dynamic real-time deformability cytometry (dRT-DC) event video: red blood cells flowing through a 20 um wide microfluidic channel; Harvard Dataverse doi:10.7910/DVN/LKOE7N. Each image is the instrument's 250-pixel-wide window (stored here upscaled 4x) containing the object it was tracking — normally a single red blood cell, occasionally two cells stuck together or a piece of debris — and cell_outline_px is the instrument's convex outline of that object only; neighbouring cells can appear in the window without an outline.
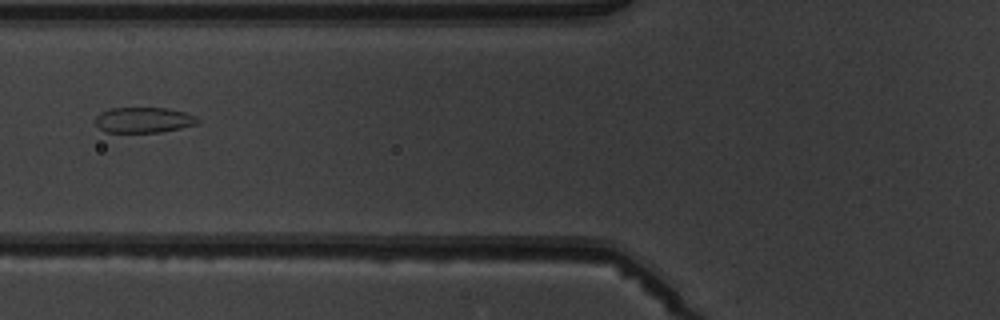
{"species": "common noctule bat (a hibernating species)", "species_latin": "Nyctalus noctula", "temperature_condition": "warm", "stored_images_in_passage": 3, "camera_frame_rate_fps": 3000, "um_per_image_px": 0.085, "animal": {"sex": "male", "body_mass_g": 19.5, "forearm_length_mm": 54.6}, "frame": {"image": 1, "passage_image": 3, "time_ms": 2.333, "image_size_px": [1000, 320], "cell_outline_px": [[200, 120], [196, 124], [180, 128], [160, 132], [104, 132], [96, 124], [96, 116], [100, 112], [108, 108], [168, 108], [184, 112], [196, 116]], "centroid_in_image_um": [12.2, 10.19], "position_along_channel_um": 113.6, "area_um2": 15.2}}